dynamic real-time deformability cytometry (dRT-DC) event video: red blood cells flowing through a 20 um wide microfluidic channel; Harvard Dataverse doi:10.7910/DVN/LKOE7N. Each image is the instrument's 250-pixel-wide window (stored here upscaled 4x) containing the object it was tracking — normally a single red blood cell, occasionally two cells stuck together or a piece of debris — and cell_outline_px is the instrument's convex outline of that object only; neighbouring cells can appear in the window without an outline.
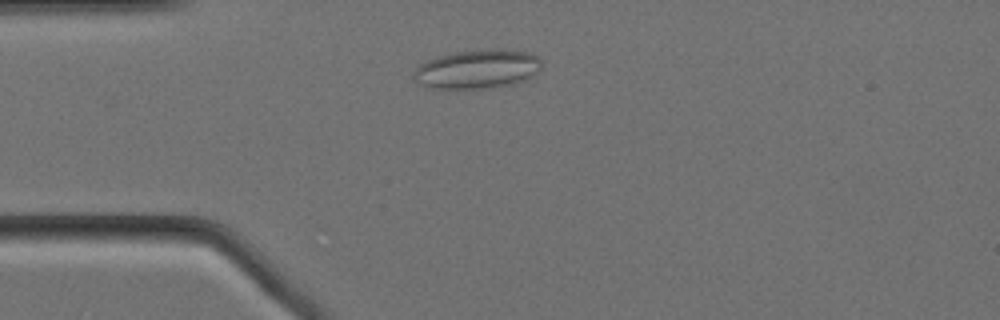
{"species": "Egyptian fruit bat (a non-hibernating species)", "species_latin": "Rousettus aegyptiacus", "temperature_condition": "cold", "stored_images_in_passage": 15, "camera_frame_rate_fps": 3000, "um_per_image_px": 0.085, "animal": {"sex": "female"}, "frame": {"image": 1, "passage_image": 10, "time_ms": 3.0, "image_size_px": [1000, 320], "cell_outline_px": [[540, 72], [516, 84], [492, 88], [424, 88], [412, 76], [412, 72], [420, 64], [428, 60], [440, 56], [456, 52], [500, 48], [504, 48], [528, 52], [536, 56], [540, 60]], "centroid_in_image_um": [40.59, 5.88], "position_along_channel_um": 44.4, "area_um2": 29.25}}